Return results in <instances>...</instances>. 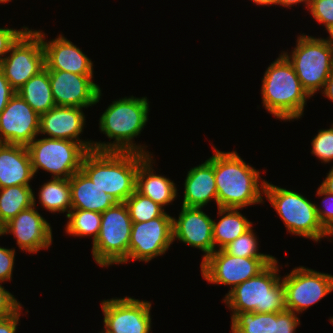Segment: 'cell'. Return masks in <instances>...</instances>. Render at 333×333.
Instances as JSON below:
<instances>
[{"label":"cell","mask_w":333,"mask_h":333,"mask_svg":"<svg viewBox=\"0 0 333 333\" xmlns=\"http://www.w3.org/2000/svg\"><path fill=\"white\" fill-rule=\"evenodd\" d=\"M213 149L217 206L243 209L262 203L266 181L264 179L260 184V171L246 164L236 151Z\"/></svg>","instance_id":"1"},{"label":"cell","mask_w":333,"mask_h":333,"mask_svg":"<svg viewBox=\"0 0 333 333\" xmlns=\"http://www.w3.org/2000/svg\"><path fill=\"white\" fill-rule=\"evenodd\" d=\"M149 101L147 97L134 96L113 101L102 113L99 128L113 142H94V151L138 152L152 156L146 146L134 144L133 139L141 133L148 122Z\"/></svg>","instance_id":"2"},{"label":"cell","mask_w":333,"mask_h":333,"mask_svg":"<svg viewBox=\"0 0 333 333\" xmlns=\"http://www.w3.org/2000/svg\"><path fill=\"white\" fill-rule=\"evenodd\" d=\"M147 157L138 152L91 150L81 170L116 202H125L136 190L137 170Z\"/></svg>","instance_id":"3"},{"label":"cell","mask_w":333,"mask_h":333,"mask_svg":"<svg viewBox=\"0 0 333 333\" xmlns=\"http://www.w3.org/2000/svg\"><path fill=\"white\" fill-rule=\"evenodd\" d=\"M262 79V103L270 114L280 120L302 117L310 96L303 89L292 64L282 54L271 63Z\"/></svg>","instance_id":"4"},{"label":"cell","mask_w":333,"mask_h":333,"mask_svg":"<svg viewBox=\"0 0 333 333\" xmlns=\"http://www.w3.org/2000/svg\"><path fill=\"white\" fill-rule=\"evenodd\" d=\"M278 261L273 260L258 275L229 290L224 303L232 313H271L286 310L285 289L279 272Z\"/></svg>","instance_id":"5"},{"label":"cell","mask_w":333,"mask_h":333,"mask_svg":"<svg viewBox=\"0 0 333 333\" xmlns=\"http://www.w3.org/2000/svg\"><path fill=\"white\" fill-rule=\"evenodd\" d=\"M264 195L275 208L291 234H296L313 241H320L328 231L319 221L315 203L305 196L266 181Z\"/></svg>","instance_id":"6"},{"label":"cell","mask_w":333,"mask_h":333,"mask_svg":"<svg viewBox=\"0 0 333 333\" xmlns=\"http://www.w3.org/2000/svg\"><path fill=\"white\" fill-rule=\"evenodd\" d=\"M292 64L303 89L312 97L324 89L333 70V47L324 38L300 35L291 55L282 53Z\"/></svg>","instance_id":"7"},{"label":"cell","mask_w":333,"mask_h":333,"mask_svg":"<svg viewBox=\"0 0 333 333\" xmlns=\"http://www.w3.org/2000/svg\"><path fill=\"white\" fill-rule=\"evenodd\" d=\"M132 223L125 202H117L101 213L100 232L92 243V256L99 266L119 265L128 258Z\"/></svg>","instance_id":"8"},{"label":"cell","mask_w":333,"mask_h":333,"mask_svg":"<svg viewBox=\"0 0 333 333\" xmlns=\"http://www.w3.org/2000/svg\"><path fill=\"white\" fill-rule=\"evenodd\" d=\"M34 175L43 169L52 178L69 179L81 170L82 161L89 152L81 143L72 140L34 139L28 146ZM40 168V169H39Z\"/></svg>","instance_id":"9"},{"label":"cell","mask_w":333,"mask_h":333,"mask_svg":"<svg viewBox=\"0 0 333 333\" xmlns=\"http://www.w3.org/2000/svg\"><path fill=\"white\" fill-rule=\"evenodd\" d=\"M0 68L17 92L31 77L45 68V51L41 36L27 29L11 46Z\"/></svg>","instance_id":"10"},{"label":"cell","mask_w":333,"mask_h":333,"mask_svg":"<svg viewBox=\"0 0 333 333\" xmlns=\"http://www.w3.org/2000/svg\"><path fill=\"white\" fill-rule=\"evenodd\" d=\"M276 258H248L215 250L201 262L202 277L209 283L235 286L258 275Z\"/></svg>","instance_id":"11"},{"label":"cell","mask_w":333,"mask_h":333,"mask_svg":"<svg viewBox=\"0 0 333 333\" xmlns=\"http://www.w3.org/2000/svg\"><path fill=\"white\" fill-rule=\"evenodd\" d=\"M286 309L300 314L333 291V275L299 266L282 279Z\"/></svg>","instance_id":"12"},{"label":"cell","mask_w":333,"mask_h":333,"mask_svg":"<svg viewBox=\"0 0 333 333\" xmlns=\"http://www.w3.org/2000/svg\"><path fill=\"white\" fill-rule=\"evenodd\" d=\"M173 217L164 212L160 217L144 222H133L128 246V260L149 262L165 254L173 244Z\"/></svg>","instance_id":"13"},{"label":"cell","mask_w":333,"mask_h":333,"mask_svg":"<svg viewBox=\"0 0 333 333\" xmlns=\"http://www.w3.org/2000/svg\"><path fill=\"white\" fill-rule=\"evenodd\" d=\"M104 328L111 333H151V302L132 297L112 298L101 303Z\"/></svg>","instance_id":"14"},{"label":"cell","mask_w":333,"mask_h":333,"mask_svg":"<svg viewBox=\"0 0 333 333\" xmlns=\"http://www.w3.org/2000/svg\"><path fill=\"white\" fill-rule=\"evenodd\" d=\"M39 129L40 115L15 93L0 114V143L28 146Z\"/></svg>","instance_id":"15"},{"label":"cell","mask_w":333,"mask_h":333,"mask_svg":"<svg viewBox=\"0 0 333 333\" xmlns=\"http://www.w3.org/2000/svg\"><path fill=\"white\" fill-rule=\"evenodd\" d=\"M48 73L56 106L92 107L102 96L100 87L92 80L93 75L57 70H48Z\"/></svg>","instance_id":"16"},{"label":"cell","mask_w":333,"mask_h":333,"mask_svg":"<svg viewBox=\"0 0 333 333\" xmlns=\"http://www.w3.org/2000/svg\"><path fill=\"white\" fill-rule=\"evenodd\" d=\"M35 201L34 196L33 206L19 212L1 228L2 235L13 234L18 247L33 254L48 249L53 239L50 223L37 212Z\"/></svg>","instance_id":"17"},{"label":"cell","mask_w":333,"mask_h":333,"mask_svg":"<svg viewBox=\"0 0 333 333\" xmlns=\"http://www.w3.org/2000/svg\"><path fill=\"white\" fill-rule=\"evenodd\" d=\"M173 241L175 239L204 252L202 261L216 249L213 243V219L202 207L182 206L178 219H172Z\"/></svg>","instance_id":"18"},{"label":"cell","mask_w":333,"mask_h":333,"mask_svg":"<svg viewBox=\"0 0 333 333\" xmlns=\"http://www.w3.org/2000/svg\"><path fill=\"white\" fill-rule=\"evenodd\" d=\"M85 115L80 107L55 106L40 115L39 134H47L52 139L72 140L81 143L88 151L93 150V142L81 140L85 126Z\"/></svg>","instance_id":"19"},{"label":"cell","mask_w":333,"mask_h":333,"mask_svg":"<svg viewBox=\"0 0 333 333\" xmlns=\"http://www.w3.org/2000/svg\"><path fill=\"white\" fill-rule=\"evenodd\" d=\"M40 36L45 51L47 70L68 71L79 75H93V62L79 47L62 34L56 39L45 41V34L35 30Z\"/></svg>","instance_id":"20"},{"label":"cell","mask_w":333,"mask_h":333,"mask_svg":"<svg viewBox=\"0 0 333 333\" xmlns=\"http://www.w3.org/2000/svg\"><path fill=\"white\" fill-rule=\"evenodd\" d=\"M33 177L27 146L0 143V188L30 186Z\"/></svg>","instance_id":"21"},{"label":"cell","mask_w":333,"mask_h":333,"mask_svg":"<svg viewBox=\"0 0 333 333\" xmlns=\"http://www.w3.org/2000/svg\"><path fill=\"white\" fill-rule=\"evenodd\" d=\"M184 190L182 206L203 208L212 199L217 204L214 155L201 165L193 167L188 171Z\"/></svg>","instance_id":"22"},{"label":"cell","mask_w":333,"mask_h":333,"mask_svg":"<svg viewBox=\"0 0 333 333\" xmlns=\"http://www.w3.org/2000/svg\"><path fill=\"white\" fill-rule=\"evenodd\" d=\"M71 188V209L90 210L103 213L115 203L110 195L100 189L82 171L69 178Z\"/></svg>","instance_id":"23"},{"label":"cell","mask_w":333,"mask_h":333,"mask_svg":"<svg viewBox=\"0 0 333 333\" xmlns=\"http://www.w3.org/2000/svg\"><path fill=\"white\" fill-rule=\"evenodd\" d=\"M152 158L148 156L139 165L136 174V190L160 206L165 207L176 199L178 190L169 178L154 173Z\"/></svg>","instance_id":"24"},{"label":"cell","mask_w":333,"mask_h":333,"mask_svg":"<svg viewBox=\"0 0 333 333\" xmlns=\"http://www.w3.org/2000/svg\"><path fill=\"white\" fill-rule=\"evenodd\" d=\"M217 208L221 219L219 222L213 220L212 232L214 248L218 245L220 250L249 230L252 223L238 211L240 209Z\"/></svg>","instance_id":"25"},{"label":"cell","mask_w":333,"mask_h":333,"mask_svg":"<svg viewBox=\"0 0 333 333\" xmlns=\"http://www.w3.org/2000/svg\"><path fill=\"white\" fill-rule=\"evenodd\" d=\"M16 93L39 115L56 106L46 68L31 77Z\"/></svg>","instance_id":"26"},{"label":"cell","mask_w":333,"mask_h":333,"mask_svg":"<svg viewBox=\"0 0 333 333\" xmlns=\"http://www.w3.org/2000/svg\"><path fill=\"white\" fill-rule=\"evenodd\" d=\"M31 186H10L0 188V227L12 220L19 212L34 204Z\"/></svg>","instance_id":"27"},{"label":"cell","mask_w":333,"mask_h":333,"mask_svg":"<svg viewBox=\"0 0 333 333\" xmlns=\"http://www.w3.org/2000/svg\"><path fill=\"white\" fill-rule=\"evenodd\" d=\"M39 201L50 212L67 214L71 210V188L69 179L52 178L39 188Z\"/></svg>","instance_id":"28"},{"label":"cell","mask_w":333,"mask_h":333,"mask_svg":"<svg viewBox=\"0 0 333 333\" xmlns=\"http://www.w3.org/2000/svg\"><path fill=\"white\" fill-rule=\"evenodd\" d=\"M66 217L69 219L65 228L67 234L77 237L92 236L93 243L95 242L101 228V213L71 209Z\"/></svg>","instance_id":"29"},{"label":"cell","mask_w":333,"mask_h":333,"mask_svg":"<svg viewBox=\"0 0 333 333\" xmlns=\"http://www.w3.org/2000/svg\"><path fill=\"white\" fill-rule=\"evenodd\" d=\"M231 331V333H273V312L233 313Z\"/></svg>","instance_id":"30"},{"label":"cell","mask_w":333,"mask_h":333,"mask_svg":"<svg viewBox=\"0 0 333 333\" xmlns=\"http://www.w3.org/2000/svg\"><path fill=\"white\" fill-rule=\"evenodd\" d=\"M132 222H144L160 217L164 207L155 203L149 197L139 193L137 190L125 201Z\"/></svg>","instance_id":"31"},{"label":"cell","mask_w":333,"mask_h":333,"mask_svg":"<svg viewBox=\"0 0 333 333\" xmlns=\"http://www.w3.org/2000/svg\"><path fill=\"white\" fill-rule=\"evenodd\" d=\"M251 227L245 233L241 234L234 241L226 245L223 250L229 255L237 257H248V258H275L272 255H267L258 252V239L254 234V230Z\"/></svg>","instance_id":"32"},{"label":"cell","mask_w":333,"mask_h":333,"mask_svg":"<svg viewBox=\"0 0 333 333\" xmlns=\"http://www.w3.org/2000/svg\"><path fill=\"white\" fill-rule=\"evenodd\" d=\"M312 151L323 163L333 160V124L329 129H321L311 142Z\"/></svg>","instance_id":"33"},{"label":"cell","mask_w":333,"mask_h":333,"mask_svg":"<svg viewBox=\"0 0 333 333\" xmlns=\"http://www.w3.org/2000/svg\"><path fill=\"white\" fill-rule=\"evenodd\" d=\"M308 10L317 22L324 24L326 31L333 26V0H310Z\"/></svg>","instance_id":"34"},{"label":"cell","mask_w":333,"mask_h":333,"mask_svg":"<svg viewBox=\"0 0 333 333\" xmlns=\"http://www.w3.org/2000/svg\"><path fill=\"white\" fill-rule=\"evenodd\" d=\"M299 324L297 314L290 310L273 312V333H295Z\"/></svg>","instance_id":"35"},{"label":"cell","mask_w":333,"mask_h":333,"mask_svg":"<svg viewBox=\"0 0 333 333\" xmlns=\"http://www.w3.org/2000/svg\"><path fill=\"white\" fill-rule=\"evenodd\" d=\"M319 197L324 196L322 203L324 208L316 205L318 218L322 226L328 231L333 226V194L325 191L321 186L318 187L317 193Z\"/></svg>","instance_id":"36"},{"label":"cell","mask_w":333,"mask_h":333,"mask_svg":"<svg viewBox=\"0 0 333 333\" xmlns=\"http://www.w3.org/2000/svg\"><path fill=\"white\" fill-rule=\"evenodd\" d=\"M27 29L28 28L24 26L19 30L13 28H0V66L5 56L10 51L11 46Z\"/></svg>","instance_id":"37"},{"label":"cell","mask_w":333,"mask_h":333,"mask_svg":"<svg viewBox=\"0 0 333 333\" xmlns=\"http://www.w3.org/2000/svg\"><path fill=\"white\" fill-rule=\"evenodd\" d=\"M15 261V249L0 246V282L11 281Z\"/></svg>","instance_id":"38"},{"label":"cell","mask_w":333,"mask_h":333,"mask_svg":"<svg viewBox=\"0 0 333 333\" xmlns=\"http://www.w3.org/2000/svg\"><path fill=\"white\" fill-rule=\"evenodd\" d=\"M21 303L0 282V318L13 315L21 308Z\"/></svg>","instance_id":"39"},{"label":"cell","mask_w":333,"mask_h":333,"mask_svg":"<svg viewBox=\"0 0 333 333\" xmlns=\"http://www.w3.org/2000/svg\"><path fill=\"white\" fill-rule=\"evenodd\" d=\"M15 93L16 91L11 87L5 78L3 70L0 68V114Z\"/></svg>","instance_id":"40"},{"label":"cell","mask_w":333,"mask_h":333,"mask_svg":"<svg viewBox=\"0 0 333 333\" xmlns=\"http://www.w3.org/2000/svg\"><path fill=\"white\" fill-rule=\"evenodd\" d=\"M22 307L13 315L0 318V333H16Z\"/></svg>","instance_id":"41"},{"label":"cell","mask_w":333,"mask_h":333,"mask_svg":"<svg viewBox=\"0 0 333 333\" xmlns=\"http://www.w3.org/2000/svg\"><path fill=\"white\" fill-rule=\"evenodd\" d=\"M322 94H324L326 98H329L333 102V70L326 81L324 89L322 90Z\"/></svg>","instance_id":"42"},{"label":"cell","mask_w":333,"mask_h":333,"mask_svg":"<svg viewBox=\"0 0 333 333\" xmlns=\"http://www.w3.org/2000/svg\"><path fill=\"white\" fill-rule=\"evenodd\" d=\"M320 186L328 193L333 194V167Z\"/></svg>","instance_id":"43"},{"label":"cell","mask_w":333,"mask_h":333,"mask_svg":"<svg viewBox=\"0 0 333 333\" xmlns=\"http://www.w3.org/2000/svg\"><path fill=\"white\" fill-rule=\"evenodd\" d=\"M304 2V6H306V8L308 9L309 8V3H310V0H278V5H282L284 8L285 7H291L293 5H296V4H299V3H302Z\"/></svg>","instance_id":"44"},{"label":"cell","mask_w":333,"mask_h":333,"mask_svg":"<svg viewBox=\"0 0 333 333\" xmlns=\"http://www.w3.org/2000/svg\"><path fill=\"white\" fill-rule=\"evenodd\" d=\"M252 2L263 6L278 5V0H252Z\"/></svg>","instance_id":"45"},{"label":"cell","mask_w":333,"mask_h":333,"mask_svg":"<svg viewBox=\"0 0 333 333\" xmlns=\"http://www.w3.org/2000/svg\"><path fill=\"white\" fill-rule=\"evenodd\" d=\"M327 33H329V36L326 38V40L333 46V26H331Z\"/></svg>","instance_id":"46"},{"label":"cell","mask_w":333,"mask_h":333,"mask_svg":"<svg viewBox=\"0 0 333 333\" xmlns=\"http://www.w3.org/2000/svg\"><path fill=\"white\" fill-rule=\"evenodd\" d=\"M333 236V226L328 230V235L327 236Z\"/></svg>","instance_id":"47"},{"label":"cell","mask_w":333,"mask_h":333,"mask_svg":"<svg viewBox=\"0 0 333 333\" xmlns=\"http://www.w3.org/2000/svg\"><path fill=\"white\" fill-rule=\"evenodd\" d=\"M104 330H102L100 333H111L109 332L108 330H106L104 327H103Z\"/></svg>","instance_id":"48"},{"label":"cell","mask_w":333,"mask_h":333,"mask_svg":"<svg viewBox=\"0 0 333 333\" xmlns=\"http://www.w3.org/2000/svg\"><path fill=\"white\" fill-rule=\"evenodd\" d=\"M11 0H0V3H8V2H10Z\"/></svg>","instance_id":"49"},{"label":"cell","mask_w":333,"mask_h":333,"mask_svg":"<svg viewBox=\"0 0 333 333\" xmlns=\"http://www.w3.org/2000/svg\"><path fill=\"white\" fill-rule=\"evenodd\" d=\"M330 320V322L333 324V316L331 317V319H329Z\"/></svg>","instance_id":"50"}]
</instances>
